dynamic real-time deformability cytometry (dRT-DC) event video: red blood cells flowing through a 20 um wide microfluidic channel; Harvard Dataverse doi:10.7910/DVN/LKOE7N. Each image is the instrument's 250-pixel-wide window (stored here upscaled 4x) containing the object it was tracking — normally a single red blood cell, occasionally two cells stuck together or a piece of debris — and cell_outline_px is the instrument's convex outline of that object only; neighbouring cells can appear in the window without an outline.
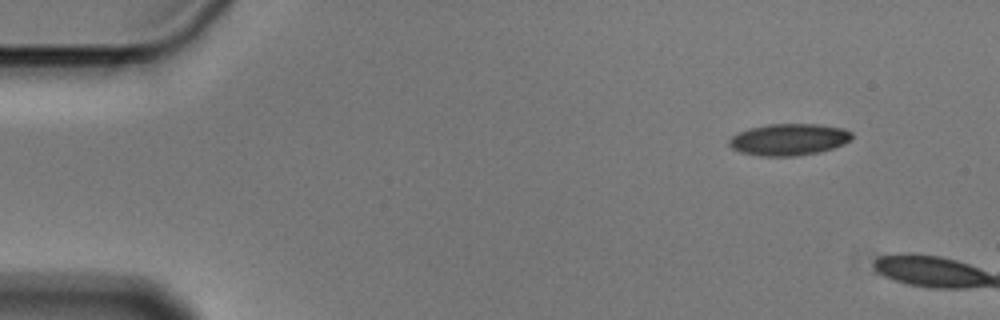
{"species": "Egyptian fruit bat (a non-hibernating species)", "species_latin": "Rousettus aegyptiacus", "temperature_condition": "cold", "stored_images_in_passage": 3, "camera_frame_rate_fps": 3000, "um_per_image_px": 0.085, "animal": {"sex": "male"}, "frame": {"image": 1, "passage_image": 1, "time_ms": 0.0, "image_size_px": [1000, 320], "cell_outline_px": [[852, 140], [844, 144], [820, 152], [796, 156], [760, 156], [740, 152], [732, 148], [728, 144], [728, 140], [732, 136], [740, 132], [752, 128], [768, 124], [816, 124], [844, 128], [852, 132]], "centroid_in_image_um": [67.08, 11.86], "position_along_channel_um": 17.9, "area_um2": 22.72}}